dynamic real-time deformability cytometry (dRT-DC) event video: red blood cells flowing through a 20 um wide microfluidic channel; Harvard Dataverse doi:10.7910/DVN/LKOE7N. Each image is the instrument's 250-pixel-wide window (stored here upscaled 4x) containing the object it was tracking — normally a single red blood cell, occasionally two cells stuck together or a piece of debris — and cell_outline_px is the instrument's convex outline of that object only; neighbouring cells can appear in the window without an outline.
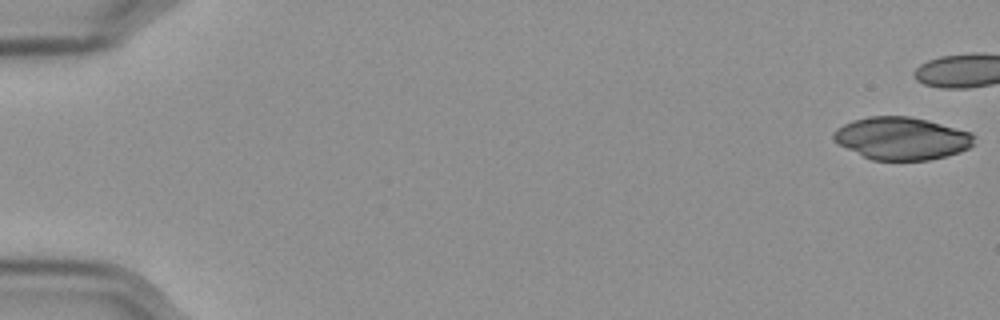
{"species": "Egyptian fruit bat (a non-hibernating species)", "species_latin": "Rousettus aegyptiacus", "temperature_condition": "cold", "stored_images_in_passage": 12, "camera_frame_rate_fps": 3000, "um_per_image_px": 0.085, "frame": {"image": 1, "passage_image": 1, "time_ms": 0.0, "image_size_px": [1000, 320], "cell_outline_px": [[976, 144], [960, 152], [928, 160], [872, 160], [832, 140], [832, 132], [836, 128], [852, 120], [868, 116], [908, 116], [928, 120], [972, 132]], "centroid_in_image_um": [76.65, 11.75], "position_along_channel_um": 8.3, "area_um2": 34.91}}